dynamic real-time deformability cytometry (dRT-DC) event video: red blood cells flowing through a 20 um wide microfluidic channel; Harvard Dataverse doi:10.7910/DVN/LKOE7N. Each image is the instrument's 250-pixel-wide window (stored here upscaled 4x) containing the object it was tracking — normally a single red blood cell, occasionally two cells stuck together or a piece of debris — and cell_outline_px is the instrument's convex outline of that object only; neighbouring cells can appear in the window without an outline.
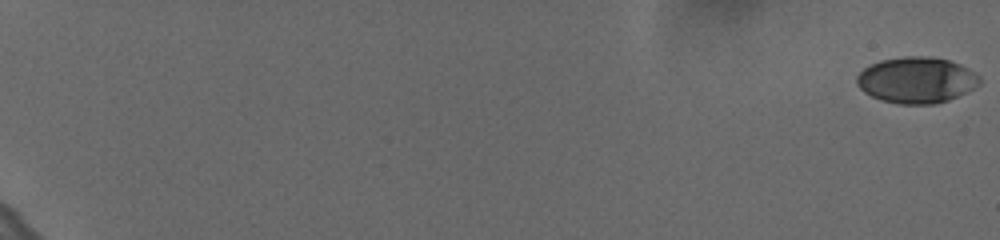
{"species": "human", "species_latin": "Homo sapiens", "temperature_condition": "cold", "stored_images_in_passage": 46, "camera_frame_rate_fps": 3000, "um_per_image_px": 0.085, "donor": {"sex": "female"}, "frame": {"image": 1, "passage_image": 1, "time_ms": 0.0, "image_size_px": [1000, 240], "cell_outline_px": [[980, 84], [948, 100], [936, 104], [900, 104], [880, 100], [864, 92], [856, 84], [856, 76], [864, 68], [880, 60], [904, 56], [932, 56], [948, 60], [960, 64], [968, 68], [980, 76]], "centroid_in_image_um": [77.88, 6.8], "position_along_channel_um": 7.1, "area_um2": 33.0}}
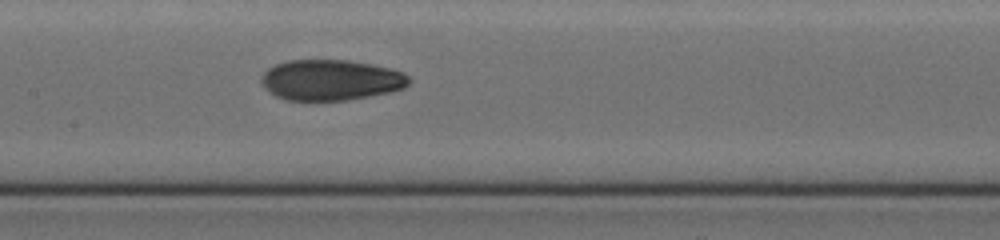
{"frame": {"image": 2, "passage_image": 26, "time_ms": 8.333, "image_size_px": [1000, 240], "cell_outline_px": [[412, 80], [404, 88], [392, 92], [348, 100], [284, 100], [268, 92], [264, 88], [260, 80], [264, 72], [268, 68], [276, 64], [288, 60], [348, 60], [372, 64], [404, 72]], "centroid_in_image_um": [28.12, 6.8], "position_along_channel_um": 179.3, "area_um2": 35.26}}
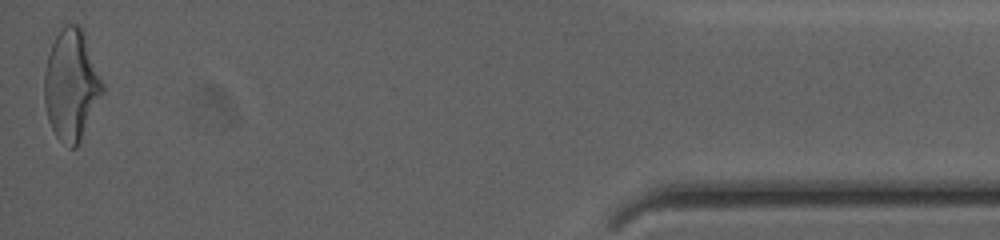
{"frame": {"image": 3, "passage_image": 46, "time_ms": 15.0, "image_size_px": [1000, 240], "cell_outline_px": [[104, 88], [80, 140], [76, 148], [68, 148], [56, 136], [48, 120], [44, 100], [44, 72], [48, 56], [52, 44], [56, 36], [64, 24], [76, 24], [84, 32], [104, 84]], "centroid_in_image_um": [6.04, 7.22], "position_along_channel_um": 429.2, "area_um2": 37.11}}